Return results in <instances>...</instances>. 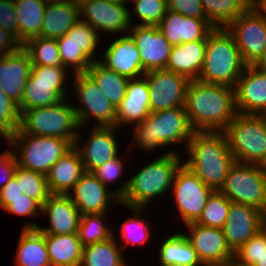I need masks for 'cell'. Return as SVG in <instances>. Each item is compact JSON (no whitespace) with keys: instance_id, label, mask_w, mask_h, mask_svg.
<instances>
[{"instance_id":"6da1fadb","label":"cell","mask_w":266,"mask_h":266,"mask_svg":"<svg viewBox=\"0 0 266 266\" xmlns=\"http://www.w3.org/2000/svg\"><path fill=\"white\" fill-rule=\"evenodd\" d=\"M184 107L195 132H223L237 114L234 87L191 80Z\"/></svg>"},{"instance_id":"7a4b0ae2","label":"cell","mask_w":266,"mask_h":266,"mask_svg":"<svg viewBox=\"0 0 266 266\" xmlns=\"http://www.w3.org/2000/svg\"><path fill=\"white\" fill-rule=\"evenodd\" d=\"M135 175L112 191L127 208H147L152 200L170 192L176 171L183 164L182 156L175 150L162 153Z\"/></svg>"},{"instance_id":"3957f363","label":"cell","mask_w":266,"mask_h":266,"mask_svg":"<svg viewBox=\"0 0 266 266\" xmlns=\"http://www.w3.org/2000/svg\"><path fill=\"white\" fill-rule=\"evenodd\" d=\"M185 150L190 158L183 164L208 187L219 191L235 162L225 133L194 132Z\"/></svg>"},{"instance_id":"277c9868","label":"cell","mask_w":266,"mask_h":266,"mask_svg":"<svg viewBox=\"0 0 266 266\" xmlns=\"http://www.w3.org/2000/svg\"><path fill=\"white\" fill-rule=\"evenodd\" d=\"M132 128H134L132 138L136 143L135 146L142 151H153L184 142V146L187 147L188 141L195 132L185 107L150 112L148 117Z\"/></svg>"},{"instance_id":"5b68a950","label":"cell","mask_w":266,"mask_h":266,"mask_svg":"<svg viewBox=\"0 0 266 266\" xmlns=\"http://www.w3.org/2000/svg\"><path fill=\"white\" fill-rule=\"evenodd\" d=\"M246 66L233 35L224 27L214 28L207 36L204 64L198 80L234 87Z\"/></svg>"},{"instance_id":"8992f818","label":"cell","mask_w":266,"mask_h":266,"mask_svg":"<svg viewBox=\"0 0 266 266\" xmlns=\"http://www.w3.org/2000/svg\"><path fill=\"white\" fill-rule=\"evenodd\" d=\"M79 127L73 104L63 99L51 106L22 111L15 133L63 138L74 145Z\"/></svg>"},{"instance_id":"52a82bcc","label":"cell","mask_w":266,"mask_h":266,"mask_svg":"<svg viewBox=\"0 0 266 266\" xmlns=\"http://www.w3.org/2000/svg\"><path fill=\"white\" fill-rule=\"evenodd\" d=\"M223 132L236 162L261 165L266 160V115L237 113Z\"/></svg>"},{"instance_id":"ba28073f","label":"cell","mask_w":266,"mask_h":266,"mask_svg":"<svg viewBox=\"0 0 266 266\" xmlns=\"http://www.w3.org/2000/svg\"><path fill=\"white\" fill-rule=\"evenodd\" d=\"M6 142L15 149L12 152L18 166L44 175L73 147L69 140L63 138L26 133H14Z\"/></svg>"},{"instance_id":"9c48e42d","label":"cell","mask_w":266,"mask_h":266,"mask_svg":"<svg viewBox=\"0 0 266 266\" xmlns=\"http://www.w3.org/2000/svg\"><path fill=\"white\" fill-rule=\"evenodd\" d=\"M67 71L64 66L32 65L23 97L17 105L19 113L36 107L51 106L63 99H68L69 91L65 86Z\"/></svg>"},{"instance_id":"30bf717a","label":"cell","mask_w":266,"mask_h":266,"mask_svg":"<svg viewBox=\"0 0 266 266\" xmlns=\"http://www.w3.org/2000/svg\"><path fill=\"white\" fill-rule=\"evenodd\" d=\"M219 192L231 202L261 211L266 205V175L262 166L235 161Z\"/></svg>"},{"instance_id":"8fae6325","label":"cell","mask_w":266,"mask_h":266,"mask_svg":"<svg viewBox=\"0 0 266 266\" xmlns=\"http://www.w3.org/2000/svg\"><path fill=\"white\" fill-rule=\"evenodd\" d=\"M100 34L81 19L57 40L62 66L72 74L86 73L92 62L100 60L95 57Z\"/></svg>"},{"instance_id":"7c38bea8","label":"cell","mask_w":266,"mask_h":266,"mask_svg":"<svg viewBox=\"0 0 266 266\" xmlns=\"http://www.w3.org/2000/svg\"><path fill=\"white\" fill-rule=\"evenodd\" d=\"M73 78L72 93L75 94L74 98L79 103V106L73 104V107L80 126L79 129L83 130L87 127L91 118H94L92 121L97 120L98 124H94V126L116 127V108L93 79L87 73L74 74Z\"/></svg>"},{"instance_id":"4fadbf2b","label":"cell","mask_w":266,"mask_h":266,"mask_svg":"<svg viewBox=\"0 0 266 266\" xmlns=\"http://www.w3.org/2000/svg\"><path fill=\"white\" fill-rule=\"evenodd\" d=\"M171 189L184 225L199 219L208 198L214 192L184 164L176 171Z\"/></svg>"},{"instance_id":"5bb4252c","label":"cell","mask_w":266,"mask_h":266,"mask_svg":"<svg viewBox=\"0 0 266 266\" xmlns=\"http://www.w3.org/2000/svg\"><path fill=\"white\" fill-rule=\"evenodd\" d=\"M226 29L233 35L243 61L253 65L266 50V19L249 6Z\"/></svg>"},{"instance_id":"9a60e30c","label":"cell","mask_w":266,"mask_h":266,"mask_svg":"<svg viewBox=\"0 0 266 266\" xmlns=\"http://www.w3.org/2000/svg\"><path fill=\"white\" fill-rule=\"evenodd\" d=\"M121 1L91 0L80 6L81 20L89 23L97 32L109 35L128 34L132 27L131 12Z\"/></svg>"},{"instance_id":"2e32d148","label":"cell","mask_w":266,"mask_h":266,"mask_svg":"<svg viewBox=\"0 0 266 266\" xmlns=\"http://www.w3.org/2000/svg\"><path fill=\"white\" fill-rule=\"evenodd\" d=\"M186 226L189 233L184 232V235L203 266H223L234 260V253L228 246L222 229L195 222Z\"/></svg>"},{"instance_id":"e0dca14e","label":"cell","mask_w":266,"mask_h":266,"mask_svg":"<svg viewBox=\"0 0 266 266\" xmlns=\"http://www.w3.org/2000/svg\"><path fill=\"white\" fill-rule=\"evenodd\" d=\"M149 85L150 112L184 107L189 80L174 72L160 69L143 75Z\"/></svg>"},{"instance_id":"ac0fdd59","label":"cell","mask_w":266,"mask_h":266,"mask_svg":"<svg viewBox=\"0 0 266 266\" xmlns=\"http://www.w3.org/2000/svg\"><path fill=\"white\" fill-rule=\"evenodd\" d=\"M68 196L78 208L81 216L107 214L110 208L121 205L120 198L92 172H84Z\"/></svg>"},{"instance_id":"d6986e66","label":"cell","mask_w":266,"mask_h":266,"mask_svg":"<svg viewBox=\"0 0 266 266\" xmlns=\"http://www.w3.org/2000/svg\"><path fill=\"white\" fill-rule=\"evenodd\" d=\"M115 126H93L83 142L78 131L74 147L80 154L85 172H93L105 162L119 155ZM81 142V143H80Z\"/></svg>"},{"instance_id":"ffe728a7","label":"cell","mask_w":266,"mask_h":266,"mask_svg":"<svg viewBox=\"0 0 266 266\" xmlns=\"http://www.w3.org/2000/svg\"><path fill=\"white\" fill-rule=\"evenodd\" d=\"M41 214L47 215L50 221L48 228L30 222L25 224L23 229H38L44 234H77L81 215L68 195L51 194L42 205Z\"/></svg>"},{"instance_id":"44dd1931","label":"cell","mask_w":266,"mask_h":266,"mask_svg":"<svg viewBox=\"0 0 266 266\" xmlns=\"http://www.w3.org/2000/svg\"><path fill=\"white\" fill-rule=\"evenodd\" d=\"M128 34L139 50L142 68L145 72L166 68L172 45L158 26L134 24Z\"/></svg>"},{"instance_id":"7402d4cb","label":"cell","mask_w":266,"mask_h":266,"mask_svg":"<svg viewBox=\"0 0 266 266\" xmlns=\"http://www.w3.org/2000/svg\"><path fill=\"white\" fill-rule=\"evenodd\" d=\"M237 113L266 115V73L247 65L234 86Z\"/></svg>"},{"instance_id":"603a6c76","label":"cell","mask_w":266,"mask_h":266,"mask_svg":"<svg viewBox=\"0 0 266 266\" xmlns=\"http://www.w3.org/2000/svg\"><path fill=\"white\" fill-rule=\"evenodd\" d=\"M261 230V211L246 204L231 202L227 220L222 228L233 253Z\"/></svg>"},{"instance_id":"cb8c5ba5","label":"cell","mask_w":266,"mask_h":266,"mask_svg":"<svg viewBox=\"0 0 266 266\" xmlns=\"http://www.w3.org/2000/svg\"><path fill=\"white\" fill-rule=\"evenodd\" d=\"M31 68L30 57L22 46L12 54L0 56V90L17 105L23 97Z\"/></svg>"},{"instance_id":"d4e9b609","label":"cell","mask_w":266,"mask_h":266,"mask_svg":"<svg viewBox=\"0 0 266 266\" xmlns=\"http://www.w3.org/2000/svg\"><path fill=\"white\" fill-rule=\"evenodd\" d=\"M157 26L172 46L192 41H207L208 34L214 29L207 19L183 16L169 10Z\"/></svg>"},{"instance_id":"484cf974","label":"cell","mask_w":266,"mask_h":266,"mask_svg":"<svg viewBox=\"0 0 266 266\" xmlns=\"http://www.w3.org/2000/svg\"><path fill=\"white\" fill-rule=\"evenodd\" d=\"M150 115V91L144 76L129 79L126 94L116 108V127L135 126Z\"/></svg>"},{"instance_id":"4316f807","label":"cell","mask_w":266,"mask_h":266,"mask_svg":"<svg viewBox=\"0 0 266 266\" xmlns=\"http://www.w3.org/2000/svg\"><path fill=\"white\" fill-rule=\"evenodd\" d=\"M103 54L99 61L119 75L135 79L145 74L139 50L129 34L116 38Z\"/></svg>"},{"instance_id":"83f0119b","label":"cell","mask_w":266,"mask_h":266,"mask_svg":"<svg viewBox=\"0 0 266 266\" xmlns=\"http://www.w3.org/2000/svg\"><path fill=\"white\" fill-rule=\"evenodd\" d=\"M80 19V7L71 0H48L39 36L58 39Z\"/></svg>"},{"instance_id":"f1b7e54d","label":"cell","mask_w":266,"mask_h":266,"mask_svg":"<svg viewBox=\"0 0 266 266\" xmlns=\"http://www.w3.org/2000/svg\"><path fill=\"white\" fill-rule=\"evenodd\" d=\"M207 41H192L172 46L165 70L186 77L189 81L198 80L201 73Z\"/></svg>"},{"instance_id":"f546056e","label":"cell","mask_w":266,"mask_h":266,"mask_svg":"<svg viewBox=\"0 0 266 266\" xmlns=\"http://www.w3.org/2000/svg\"><path fill=\"white\" fill-rule=\"evenodd\" d=\"M84 172L80 154L73 146L46 174L50 193L68 195Z\"/></svg>"},{"instance_id":"4dcf8cb0","label":"cell","mask_w":266,"mask_h":266,"mask_svg":"<svg viewBox=\"0 0 266 266\" xmlns=\"http://www.w3.org/2000/svg\"><path fill=\"white\" fill-rule=\"evenodd\" d=\"M14 261L16 266H51L45 234L38 229H22Z\"/></svg>"},{"instance_id":"1f68e13d","label":"cell","mask_w":266,"mask_h":266,"mask_svg":"<svg viewBox=\"0 0 266 266\" xmlns=\"http://www.w3.org/2000/svg\"><path fill=\"white\" fill-rule=\"evenodd\" d=\"M162 242L157 256L161 266H203L184 233H173Z\"/></svg>"},{"instance_id":"d6a6232c","label":"cell","mask_w":266,"mask_h":266,"mask_svg":"<svg viewBox=\"0 0 266 266\" xmlns=\"http://www.w3.org/2000/svg\"><path fill=\"white\" fill-rule=\"evenodd\" d=\"M51 266H80L83 246L77 234H45Z\"/></svg>"},{"instance_id":"836d02e7","label":"cell","mask_w":266,"mask_h":266,"mask_svg":"<svg viewBox=\"0 0 266 266\" xmlns=\"http://www.w3.org/2000/svg\"><path fill=\"white\" fill-rule=\"evenodd\" d=\"M47 2L48 0H17L14 2L18 41L22 45L27 40L40 35Z\"/></svg>"},{"instance_id":"e575fe53","label":"cell","mask_w":266,"mask_h":266,"mask_svg":"<svg viewBox=\"0 0 266 266\" xmlns=\"http://www.w3.org/2000/svg\"><path fill=\"white\" fill-rule=\"evenodd\" d=\"M86 73L117 108L126 94L129 79L107 68L99 60L92 62Z\"/></svg>"},{"instance_id":"d590c367","label":"cell","mask_w":266,"mask_h":266,"mask_svg":"<svg viewBox=\"0 0 266 266\" xmlns=\"http://www.w3.org/2000/svg\"><path fill=\"white\" fill-rule=\"evenodd\" d=\"M115 233L105 241L83 247L80 266H127ZM119 243V244H117Z\"/></svg>"},{"instance_id":"8d00e7d4","label":"cell","mask_w":266,"mask_h":266,"mask_svg":"<svg viewBox=\"0 0 266 266\" xmlns=\"http://www.w3.org/2000/svg\"><path fill=\"white\" fill-rule=\"evenodd\" d=\"M201 5L214 28H226L251 5V0H201Z\"/></svg>"},{"instance_id":"74e56055","label":"cell","mask_w":266,"mask_h":266,"mask_svg":"<svg viewBox=\"0 0 266 266\" xmlns=\"http://www.w3.org/2000/svg\"><path fill=\"white\" fill-rule=\"evenodd\" d=\"M13 177L19 185L21 192L27 197L33 198L41 206L47 201L51 195L46 175L32 170H27L16 166Z\"/></svg>"},{"instance_id":"f35d334b","label":"cell","mask_w":266,"mask_h":266,"mask_svg":"<svg viewBox=\"0 0 266 266\" xmlns=\"http://www.w3.org/2000/svg\"><path fill=\"white\" fill-rule=\"evenodd\" d=\"M22 47L27 51L32 65L62 66L56 39L37 36L27 40Z\"/></svg>"},{"instance_id":"ab89813d","label":"cell","mask_w":266,"mask_h":266,"mask_svg":"<svg viewBox=\"0 0 266 266\" xmlns=\"http://www.w3.org/2000/svg\"><path fill=\"white\" fill-rule=\"evenodd\" d=\"M108 214H85L80 218L78 238L82 246L105 241L113 236L114 231L103 222Z\"/></svg>"},{"instance_id":"60d3db41","label":"cell","mask_w":266,"mask_h":266,"mask_svg":"<svg viewBox=\"0 0 266 266\" xmlns=\"http://www.w3.org/2000/svg\"><path fill=\"white\" fill-rule=\"evenodd\" d=\"M129 209L133 212L134 216L122 222L121 236H119L121 241H123V245H120L122 249L128 245H144V243H146V241L148 242V239H150V228L152 226H149V223L144 221L142 217L144 208L131 207Z\"/></svg>"},{"instance_id":"b9f144b4","label":"cell","mask_w":266,"mask_h":266,"mask_svg":"<svg viewBox=\"0 0 266 266\" xmlns=\"http://www.w3.org/2000/svg\"><path fill=\"white\" fill-rule=\"evenodd\" d=\"M231 201L221 192L214 191L208 198L201 216L195 222L199 225L222 229L229 213Z\"/></svg>"},{"instance_id":"7bdbcfd3","label":"cell","mask_w":266,"mask_h":266,"mask_svg":"<svg viewBox=\"0 0 266 266\" xmlns=\"http://www.w3.org/2000/svg\"><path fill=\"white\" fill-rule=\"evenodd\" d=\"M132 3L139 20L136 25L157 26L167 12V0H135Z\"/></svg>"},{"instance_id":"ee69618b","label":"cell","mask_w":266,"mask_h":266,"mask_svg":"<svg viewBox=\"0 0 266 266\" xmlns=\"http://www.w3.org/2000/svg\"><path fill=\"white\" fill-rule=\"evenodd\" d=\"M266 255V232L262 229L234 253V260L242 266H253Z\"/></svg>"},{"instance_id":"f6af8a7d","label":"cell","mask_w":266,"mask_h":266,"mask_svg":"<svg viewBox=\"0 0 266 266\" xmlns=\"http://www.w3.org/2000/svg\"><path fill=\"white\" fill-rule=\"evenodd\" d=\"M20 125V113L17 104L0 90V138L8 140Z\"/></svg>"},{"instance_id":"bcb514c9","label":"cell","mask_w":266,"mask_h":266,"mask_svg":"<svg viewBox=\"0 0 266 266\" xmlns=\"http://www.w3.org/2000/svg\"><path fill=\"white\" fill-rule=\"evenodd\" d=\"M41 209L42 206L36 200L22 194L17 199H9V205L4 210L8 214L36 218L37 214H41Z\"/></svg>"},{"instance_id":"7dc6e473","label":"cell","mask_w":266,"mask_h":266,"mask_svg":"<svg viewBox=\"0 0 266 266\" xmlns=\"http://www.w3.org/2000/svg\"><path fill=\"white\" fill-rule=\"evenodd\" d=\"M121 158L122 155H118L117 157L105 162L98 168H96L92 173L106 186L110 182L116 181L122 175L124 170V162Z\"/></svg>"},{"instance_id":"c3c4849f","label":"cell","mask_w":266,"mask_h":266,"mask_svg":"<svg viewBox=\"0 0 266 266\" xmlns=\"http://www.w3.org/2000/svg\"><path fill=\"white\" fill-rule=\"evenodd\" d=\"M167 10L183 16L206 19L201 0H167Z\"/></svg>"},{"instance_id":"681fc988","label":"cell","mask_w":266,"mask_h":266,"mask_svg":"<svg viewBox=\"0 0 266 266\" xmlns=\"http://www.w3.org/2000/svg\"><path fill=\"white\" fill-rule=\"evenodd\" d=\"M14 3L0 0V27L9 31L18 40V25Z\"/></svg>"},{"instance_id":"f907efd6","label":"cell","mask_w":266,"mask_h":266,"mask_svg":"<svg viewBox=\"0 0 266 266\" xmlns=\"http://www.w3.org/2000/svg\"><path fill=\"white\" fill-rule=\"evenodd\" d=\"M11 150L7 149L5 152L0 153V189L4 187L13 177L14 170L17 166L16 156Z\"/></svg>"},{"instance_id":"816d5d0a","label":"cell","mask_w":266,"mask_h":266,"mask_svg":"<svg viewBox=\"0 0 266 266\" xmlns=\"http://www.w3.org/2000/svg\"><path fill=\"white\" fill-rule=\"evenodd\" d=\"M22 44L9 31L0 27V56L12 54L17 51Z\"/></svg>"},{"instance_id":"f5cc1de1","label":"cell","mask_w":266,"mask_h":266,"mask_svg":"<svg viewBox=\"0 0 266 266\" xmlns=\"http://www.w3.org/2000/svg\"><path fill=\"white\" fill-rule=\"evenodd\" d=\"M22 194L15 178L12 177L10 181L0 189V207L5 209L9 205V199H17L18 197H22Z\"/></svg>"},{"instance_id":"db71d44e","label":"cell","mask_w":266,"mask_h":266,"mask_svg":"<svg viewBox=\"0 0 266 266\" xmlns=\"http://www.w3.org/2000/svg\"><path fill=\"white\" fill-rule=\"evenodd\" d=\"M251 6L266 19V0H251Z\"/></svg>"},{"instance_id":"11a10c76","label":"cell","mask_w":266,"mask_h":266,"mask_svg":"<svg viewBox=\"0 0 266 266\" xmlns=\"http://www.w3.org/2000/svg\"><path fill=\"white\" fill-rule=\"evenodd\" d=\"M259 71L266 73V50L261 57L253 64Z\"/></svg>"},{"instance_id":"9f6ffc18","label":"cell","mask_w":266,"mask_h":266,"mask_svg":"<svg viewBox=\"0 0 266 266\" xmlns=\"http://www.w3.org/2000/svg\"><path fill=\"white\" fill-rule=\"evenodd\" d=\"M261 229L266 232V205L261 210Z\"/></svg>"},{"instance_id":"6f0895ef","label":"cell","mask_w":266,"mask_h":266,"mask_svg":"<svg viewBox=\"0 0 266 266\" xmlns=\"http://www.w3.org/2000/svg\"><path fill=\"white\" fill-rule=\"evenodd\" d=\"M253 266H266V255L263 256L260 260H257V262Z\"/></svg>"},{"instance_id":"680465c9","label":"cell","mask_w":266,"mask_h":266,"mask_svg":"<svg viewBox=\"0 0 266 266\" xmlns=\"http://www.w3.org/2000/svg\"><path fill=\"white\" fill-rule=\"evenodd\" d=\"M71 1L80 7L85 2L91 1V0H71Z\"/></svg>"},{"instance_id":"91938a15","label":"cell","mask_w":266,"mask_h":266,"mask_svg":"<svg viewBox=\"0 0 266 266\" xmlns=\"http://www.w3.org/2000/svg\"><path fill=\"white\" fill-rule=\"evenodd\" d=\"M223 266H242V265H239L235 260H232Z\"/></svg>"},{"instance_id":"94428289","label":"cell","mask_w":266,"mask_h":266,"mask_svg":"<svg viewBox=\"0 0 266 266\" xmlns=\"http://www.w3.org/2000/svg\"><path fill=\"white\" fill-rule=\"evenodd\" d=\"M264 174L266 175V160L261 164Z\"/></svg>"},{"instance_id":"6125c7cd","label":"cell","mask_w":266,"mask_h":266,"mask_svg":"<svg viewBox=\"0 0 266 266\" xmlns=\"http://www.w3.org/2000/svg\"><path fill=\"white\" fill-rule=\"evenodd\" d=\"M130 1L133 2L135 0H121V2L124 3V4H128Z\"/></svg>"},{"instance_id":"be15d7a7","label":"cell","mask_w":266,"mask_h":266,"mask_svg":"<svg viewBox=\"0 0 266 266\" xmlns=\"http://www.w3.org/2000/svg\"><path fill=\"white\" fill-rule=\"evenodd\" d=\"M6 1H9V2L14 3V2H16L17 0H6Z\"/></svg>"}]
</instances>
